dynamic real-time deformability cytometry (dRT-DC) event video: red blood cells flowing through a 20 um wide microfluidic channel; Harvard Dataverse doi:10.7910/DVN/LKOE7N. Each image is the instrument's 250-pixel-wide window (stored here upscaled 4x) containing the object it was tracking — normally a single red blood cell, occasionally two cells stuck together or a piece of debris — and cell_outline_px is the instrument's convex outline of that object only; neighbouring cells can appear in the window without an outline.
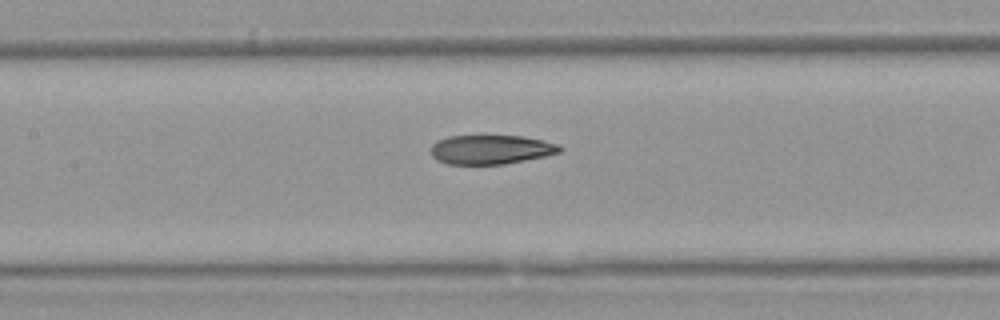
{"species": "Egyptian fruit bat (a non-hibernating species)", "species_latin": "Rousettus aegyptiacus", "temperature_condition": "warm", "stored_images_in_passage": 7, "segment_of_instrument_passage": [2, 2], "camera_frame_rate_fps": 3000, "um_per_image_px": 0.085, "animal": {"sex": "female"}, "frame": {"image": 1, "passage_image": 7, "time_ms": 7.0, "image_size_px": [1000, 320], "cell_outline_px": [[564, 148], [560, 152], [544, 156], [504, 164], [448, 164], [436, 160], [432, 156], [432, 144], [448, 136], [520, 136], [540, 140], [556, 144]], "centroid_in_image_um": [41.7, 12.72], "position_along_channel_um": 165.7, "area_um2": 21.62}}